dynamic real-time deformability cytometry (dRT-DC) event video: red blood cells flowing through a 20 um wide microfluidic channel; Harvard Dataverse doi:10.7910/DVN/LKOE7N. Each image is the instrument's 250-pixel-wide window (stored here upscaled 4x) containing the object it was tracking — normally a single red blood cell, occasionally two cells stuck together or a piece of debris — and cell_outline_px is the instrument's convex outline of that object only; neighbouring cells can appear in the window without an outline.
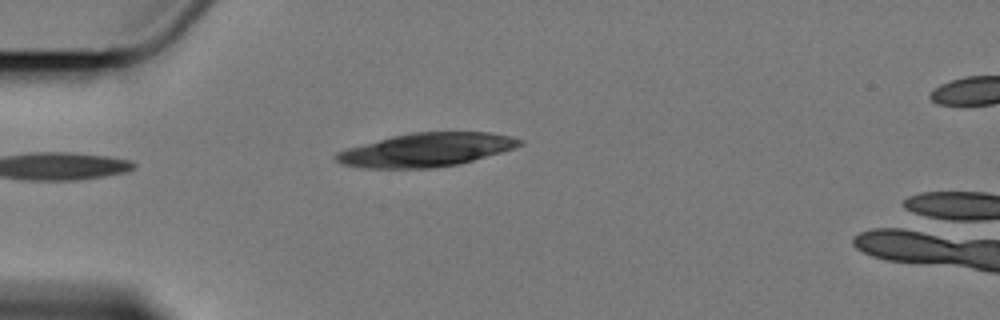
{"species": "Egyptian fruit bat (a non-hibernating species)", "species_latin": "Rousettus aegyptiacus", "temperature_condition": "cold", "stored_images_in_passage": 2, "camera_frame_rate_fps": 3000, "um_per_image_px": 0.085, "animal": {"sex": "female"}, "frame": {"image": 1, "passage_image": 1, "time_ms": 0.0, "image_size_px": [1000, 320], "cell_outline_px": [[524, 144], [500, 152], [472, 160], [456, 164], [432, 168], [360, 168], [344, 164], [336, 160], [336, 152], [348, 148], [392, 136], [412, 132], [492, 132], [512, 136], [524, 140]], "centroid_in_image_um": [36.25, 12.73], "position_along_channel_um": 48.7, "area_um2": 35.55}}